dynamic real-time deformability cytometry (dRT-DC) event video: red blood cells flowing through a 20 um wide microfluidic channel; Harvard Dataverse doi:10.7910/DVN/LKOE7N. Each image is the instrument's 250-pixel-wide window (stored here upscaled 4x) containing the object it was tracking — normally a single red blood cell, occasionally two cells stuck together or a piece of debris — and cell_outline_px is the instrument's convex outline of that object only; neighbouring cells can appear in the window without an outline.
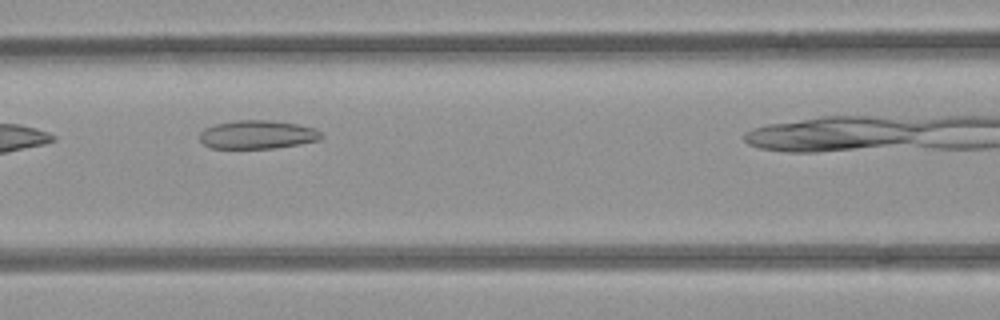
{"species": "common noctule bat (a hibernating species)", "species_latin": "Nyctalus noctula", "temperature_condition": "room temperature", "stored_images_in_passage": 11, "camera_frame_rate_fps": 3000, "um_per_image_px": 0.085, "animal": {"sex": "female", "body_mass_g": 21.9}, "frame": {"image": 1, "passage_image": 8, "time_ms": 2.333, "image_size_px": [1000, 320], "cell_outline_px": [[324, 136], [320, 140], [276, 148], [208, 148], [200, 140], [200, 132], [204, 128], [216, 124], [236, 120], [268, 120], [296, 124], [316, 128]], "centroid_in_image_um": [21.88, 11.44], "position_along_channel_um": 144.7, "area_um2": 20.23}}